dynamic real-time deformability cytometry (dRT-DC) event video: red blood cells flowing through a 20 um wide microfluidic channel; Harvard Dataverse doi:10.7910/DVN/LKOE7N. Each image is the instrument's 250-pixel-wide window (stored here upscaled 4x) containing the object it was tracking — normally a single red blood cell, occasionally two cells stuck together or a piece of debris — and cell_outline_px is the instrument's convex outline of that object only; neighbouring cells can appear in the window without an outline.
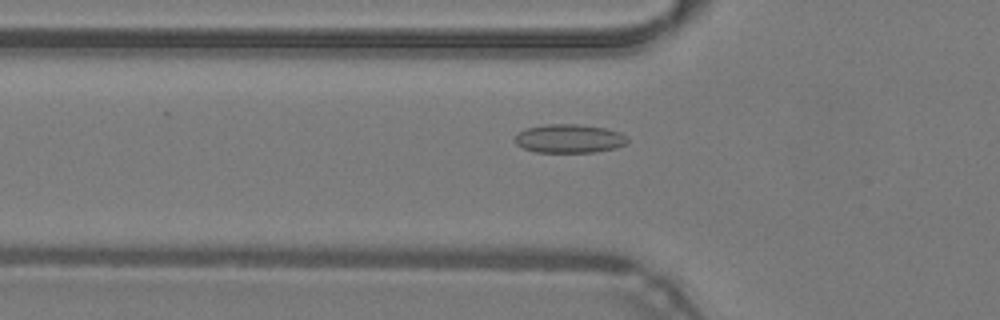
{"species": "common noctule bat (a hibernating species)", "species_latin": "Nyctalus noctula", "temperature_condition": "warm", "stored_images_in_passage": 39, "camera_frame_rate_fps": 3000, "um_per_image_px": 0.085, "animal": {"sex": "male", "body_mass_g": 19.2, "forearm_length_mm": 51.8}, "frame": {"image": 1, "passage_image": 13, "time_ms": 4.0, "image_size_px": [1000, 320], "cell_outline_px": [[628, 140], [624, 144], [616, 148], [592, 152], [536, 152], [524, 148], [516, 144], [516, 136], [520, 132], [528, 128], [544, 124], [576, 124], [604, 128], [620, 132], [628, 136]], "centroid_in_image_um": [48.41, 11.78], "position_along_channel_um": 77.4, "area_um2": 18.61}}
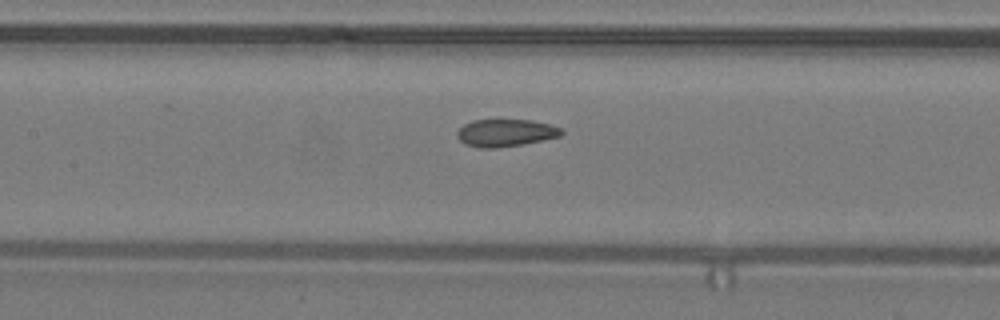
{"frame": {"image": 2, "passage_image": 19, "time_ms": 6.0, "image_size_px": [1000, 320], "cell_outline_px": [[564, 132], [560, 136], [524, 144], [496, 148], [480, 148], [464, 144], [456, 136], [456, 132], [464, 124], [472, 120], [532, 120], [564, 128]], "centroid_in_image_um": [42.97, 11.29], "position_along_channel_um": 164.4, "area_um2": 16.76}}
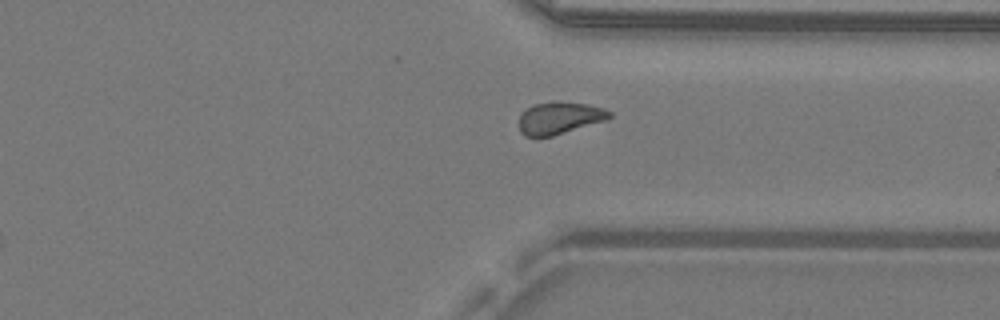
{"frame": {"image": 3, "passage_image": 33, "time_ms": 10.667, "image_size_px": [1000, 320], "cell_outline_px": [[612, 116], [608, 120], [552, 136], [524, 136], [520, 132], [520, 116], [532, 104], [588, 104], [604, 108], [612, 112]], "centroid_in_image_um": [47.61, 10.07], "position_along_channel_um": 363.8, "area_um2": 16.36}, "authors_computed_cell_mechanics": {"area_um2": 17.2822, "velocity_mm_per_s": 4.2875, "shape_relaxation_time_tau1_ms": null, "shape_relaxation_time_tau2_ms": 1.8027, "deformation_change_tau1": null, "deformation_change_tau2": 0.0637}}